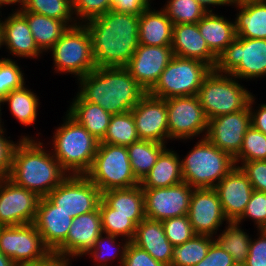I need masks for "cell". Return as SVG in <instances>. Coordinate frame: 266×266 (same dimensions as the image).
I'll list each match as a JSON object with an SVG mask.
<instances>
[{
	"instance_id": "obj_1",
	"label": "cell",
	"mask_w": 266,
	"mask_h": 266,
	"mask_svg": "<svg viewBox=\"0 0 266 266\" xmlns=\"http://www.w3.org/2000/svg\"><path fill=\"white\" fill-rule=\"evenodd\" d=\"M96 67H125L139 46V15L113 9L86 21Z\"/></svg>"
},
{
	"instance_id": "obj_2",
	"label": "cell",
	"mask_w": 266,
	"mask_h": 266,
	"mask_svg": "<svg viewBox=\"0 0 266 266\" xmlns=\"http://www.w3.org/2000/svg\"><path fill=\"white\" fill-rule=\"evenodd\" d=\"M22 137L14 147L8 179L40 198L46 197L69 174L53 154L44 149L43 143L29 136Z\"/></svg>"
},
{
	"instance_id": "obj_3",
	"label": "cell",
	"mask_w": 266,
	"mask_h": 266,
	"mask_svg": "<svg viewBox=\"0 0 266 266\" xmlns=\"http://www.w3.org/2000/svg\"><path fill=\"white\" fill-rule=\"evenodd\" d=\"M78 81V94L111 115L131 111L147 93L125 67H96Z\"/></svg>"
},
{
	"instance_id": "obj_4",
	"label": "cell",
	"mask_w": 266,
	"mask_h": 266,
	"mask_svg": "<svg viewBox=\"0 0 266 266\" xmlns=\"http://www.w3.org/2000/svg\"><path fill=\"white\" fill-rule=\"evenodd\" d=\"M65 119L52 137V154L69 175H85L93 164L100 141L68 113Z\"/></svg>"
},
{
	"instance_id": "obj_5",
	"label": "cell",
	"mask_w": 266,
	"mask_h": 266,
	"mask_svg": "<svg viewBox=\"0 0 266 266\" xmlns=\"http://www.w3.org/2000/svg\"><path fill=\"white\" fill-rule=\"evenodd\" d=\"M181 161L183 182L194 189L215 186L236 166L234 158L204 135Z\"/></svg>"
},
{
	"instance_id": "obj_6",
	"label": "cell",
	"mask_w": 266,
	"mask_h": 266,
	"mask_svg": "<svg viewBox=\"0 0 266 266\" xmlns=\"http://www.w3.org/2000/svg\"><path fill=\"white\" fill-rule=\"evenodd\" d=\"M236 77L212 69L203 79L198 99L207 119L244 109L252 96Z\"/></svg>"
},
{
	"instance_id": "obj_7",
	"label": "cell",
	"mask_w": 266,
	"mask_h": 266,
	"mask_svg": "<svg viewBox=\"0 0 266 266\" xmlns=\"http://www.w3.org/2000/svg\"><path fill=\"white\" fill-rule=\"evenodd\" d=\"M85 176L101 193L140 184L133 174L127 148L102 142H99L93 164Z\"/></svg>"
},
{
	"instance_id": "obj_8",
	"label": "cell",
	"mask_w": 266,
	"mask_h": 266,
	"mask_svg": "<svg viewBox=\"0 0 266 266\" xmlns=\"http://www.w3.org/2000/svg\"><path fill=\"white\" fill-rule=\"evenodd\" d=\"M49 50L52 51L54 70L57 73L73 74L79 79L96 68L92 40L85 24L68 27Z\"/></svg>"
},
{
	"instance_id": "obj_9",
	"label": "cell",
	"mask_w": 266,
	"mask_h": 266,
	"mask_svg": "<svg viewBox=\"0 0 266 266\" xmlns=\"http://www.w3.org/2000/svg\"><path fill=\"white\" fill-rule=\"evenodd\" d=\"M211 70L204 62L174 55L148 93L163 99L197 95Z\"/></svg>"
},
{
	"instance_id": "obj_10",
	"label": "cell",
	"mask_w": 266,
	"mask_h": 266,
	"mask_svg": "<svg viewBox=\"0 0 266 266\" xmlns=\"http://www.w3.org/2000/svg\"><path fill=\"white\" fill-rule=\"evenodd\" d=\"M214 69L237 79L266 76V39L236 37L218 56Z\"/></svg>"
},
{
	"instance_id": "obj_11",
	"label": "cell",
	"mask_w": 266,
	"mask_h": 266,
	"mask_svg": "<svg viewBox=\"0 0 266 266\" xmlns=\"http://www.w3.org/2000/svg\"><path fill=\"white\" fill-rule=\"evenodd\" d=\"M0 251L18 266L45 260L52 253L33 223L1 226Z\"/></svg>"
},
{
	"instance_id": "obj_12",
	"label": "cell",
	"mask_w": 266,
	"mask_h": 266,
	"mask_svg": "<svg viewBox=\"0 0 266 266\" xmlns=\"http://www.w3.org/2000/svg\"><path fill=\"white\" fill-rule=\"evenodd\" d=\"M46 197L59 210L75 218L95 211L102 193L85 175H68Z\"/></svg>"
},
{
	"instance_id": "obj_13",
	"label": "cell",
	"mask_w": 266,
	"mask_h": 266,
	"mask_svg": "<svg viewBox=\"0 0 266 266\" xmlns=\"http://www.w3.org/2000/svg\"><path fill=\"white\" fill-rule=\"evenodd\" d=\"M166 100L169 139H191L208 129V119L197 95Z\"/></svg>"
},
{
	"instance_id": "obj_14",
	"label": "cell",
	"mask_w": 266,
	"mask_h": 266,
	"mask_svg": "<svg viewBox=\"0 0 266 266\" xmlns=\"http://www.w3.org/2000/svg\"><path fill=\"white\" fill-rule=\"evenodd\" d=\"M39 200L36 193L0 179V227L34 223Z\"/></svg>"
},
{
	"instance_id": "obj_15",
	"label": "cell",
	"mask_w": 266,
	"mask_h": 266,
	"mask_svg": "<svg viewBox=\"0 0 266 266\" xmlns=\"http://www.w3.org/2000/svg\"><path fill=\"white\" fill-rule=\"evenodd\" d=\"M193 189L186 182L165 188L142 189L146 218L163 221L187 215Z\"/></svg>"
},
{
	"instance_id": "obj_16",
	"label": "cell",
	"mask_w": 266,
	"mask_h": 266,
	"mask_svg": "<svg viewBox=\"0 0 266 266\" xmlns=\"http://www.w3.org/2000/svg\"><path fill=\"white\" fill-rule=\"evenodd\" d=\"M251 126L249 104L242 110L208 120L206 138L233 158L240 152L243 138Z\"/></svg>"
},
{
	"instance_id": "obj_17",
	"label": "cell",
	"mask_w": 266,
	"mask_h": 266,
	"mask_svg": "<svg viewBox=\"0 0 266 266\" xmlns=\"http://www.w3.org/2000/svg\"><path fill=\"white\" fill-rule=\"evenodd\" d=\"M131 112L140 140L167 143L169 129L165 99L146 93Z\"/></svg>"
},
{
	"instance_id": "obj_18",
	"label": "cell",
	"mask_w": 266,
	"mask_h": 266,
	"mask_svg": "<svg viewBox=\"0 0 266 266\" xmlns=\"http://www.w3.org/2000/svg\"><path fill=\"white\" fill-rule=\"evenodd\" d=\"M173 56L171 46L139 44L125 68L134 80L148 93L154 87L160 74Z\"/></svg>"
},
{
	"instance_id": "obj_19",
	"label": "cell",
	"mask_w": 266,
	"mask_h": 266,
	"mask_svg": "<svg viewBox=\"0 0 266 266\" xmlns=\"http://www.w3.org/2000/svg\"><path fill=\"white\" fill-rule=\"evenodd\" d=\"M187 216L196 235L213 237L223 221L229 222L214 188L193 189Z\"/></svg>"
},
{
	"instance_id": "obj_20",
	"label": "cell",
	"mask_w": 266,
	"mask_h": 266,
	"mask_svg": "<svg viewBox=\"0 0 266 266\" xmlns=\"http://www.w3.org/2000/svg\"><path fill=\"white\" fill-rule=\"evenodd\" d=\"M102 232L99 208L73 218L72 225L64 243L54 254L65 257H80L95 247L96 240Z\"/></svg>"
},
{
	"instance_id": "obj_21",
	"label": "cell",
	"mask_w": 266,
	"mask_h": 266,
	"mask_svg": "<svg viewBox=\"0 0 266 266\" xmlns=\"http://www.w3.org/2000/svg\"><path fill=\"white\" fill-rule=\"evenodd\" d=\"M228 221L236 222L244 213L254 191L249 179L235 166L214 188Z\"/></svg>"
},
{
	"instance_id": "obj_22",
	"label": "cell",
	"mask_w": 266,
	"mask_h": 266,
	"mask_svg": "<svg viewBox=\"0 0 266 266\" xmlns=\"http://www.w3.org/2000/svg\"><path fill=\"white\" fill-rule=\"evenodd\" d=\"M73 218L59 210L47 197H41L34 225L45 246L54 253L67 238Z\"/></svg>"
},
{
	"instance_id": "obj_23",
	"label": "cell",
	"mask_w": 266,
	"mask_h": 266,
	"mask_svg": "<svg viewBox=\"0 0 266 266\" xmlns=\"http://www.w3.org/2000/svg\"><path fill=\"white\" fill-rule=\"evenodd\" d=\"M171 48L176 56L199 60L211 69L216 67L218 57L209 49L197 23L173 25Z\"/></svg>"
},
{
	"instance_id": "obj_24",
	"label": "cell",
	"mask_w": 266,
	"mask_h": 266,
	"mask_svg": "<svg viewBox=\"0 0 266 266\" xmlns=\"http://www.w3.org/2000/svg\"><path fill=\"white\" fill-rule=\"evenodd\" d=\"M2 43L13 56L34 59L42 53L34 41L26 18L18 10L2 21Z\"/></svg>"
},
{
	"instance_id": "obj_25",
	"label": "cell",
	"mask_w": 266,
	"mask_h": 266,
	"mask_svg": "<svg viewBox=\"0 0 266 266\" xmlns=\"http://www.w3.org/2000/svg\"><path fill=\"white\" fill-rule=\"evenodd\" d=\"M137 247L145 250L155 260L171 265L173 245L168 241L162 221L143 219L137 226L133 240Z\"/></svg>"
},
{
	"instance_id": "obj_26",
	"label": "cell",
	"mask_w": 266,
	"mask_h": 266,
	"mask_svg": "<svg viewBox=\"0 0 266 266\" xmlns=\"http://www.w3.org/2000/svg\"><path fill=\"white\" fill-rule=\"evenodd\" d=\"M149 5L139 15V44L149 46H171L173 23L165 11L151 9Z\"/></svg>"
},
{
	"instance_id": "obj_27",
	"label": "cell",
	"mask_w": 266,
	"mask_h": 266,
	"mask_svg": "<svg viewBox=\"0 0 266 266\" xmlns=\"http://www.w3.org/2000/svg\"><path fill=\"white\" fill-rule=\"evenodd\" d=\"M226 20L212 12H207L197 23L200 34L209 49L218 57L237 37L234 21Z\"/></svg>"
},
{
	"instance_id": "obj_28",
	"label": "cell",
	"mask_w": 266,
	"mask_h": 266,
	"mask_svg": "<svg viewBox=\"0 0 266 266\" xmlns=\"http://www.w3.org/2000/svg\"><path fill=\"white\" fill-rule=\"evenodd\" d=\"M67 113L99 141L104 138L112 116L98 104L85 101L78 93Z\"/></svg>"
},
{
	"instance_id": "obj_29",
	"label": "cell",
	"mask_w": 266,
	"mask_h": 266,
	"mask_svg": "<svg viewBox=\"0 0 266 266\" xmlns=\"http://www.w3.org/2000/svg\"><path fill=\"white\" fill-rule=\"evenodd\" d=\"M182 182L181 159L175 151L166 148L140 186L142 189L165 188Z\"/></svg>"
},
{
	"instance_id": "obj_30",
	"label": "cell",
	"mask_w": 266,
	"mask_h": 266,
	"mask_svg": "<svg viewBox=\"0 0 266 266\" xmlns=\"http://www.w3.org/2000/svg\"><path fill=\"white\" fill-rule=\"evenodd\" d=\"M102 199L113 209V213L131 215L137 226L145 216L144 193L142 187L111 189L102 193Z\"/></svg>"
},
{
	"instance_id": "obj_31",
	"label": "cell",
	"mask_w": 266,
	"mask_h": 266,
	"mask_svg": "<svg viewBox=\"0 0 266 266\" xmlns=\"http://www.w3.org/2000/svg\"><path fill=\"white\" fill-rule=\"evenodd\" d=\"M235 19L237 37L266 39V1L247 3L240 6Z\"/></svg>"
},
{
	"instance_id": "obj_32",
	"label": "cell",
	"mask_w": 266,
	"mask_h": 266,
	"mask_svg": "<svg viewBox=\"0 0 266 266\" xmlns=\"http://www.w3.org/2000/svg\"><path fill=\"white\" fill-rule=\"evenodd\" d=\"M27 20L34 41L42 52L49 50L68 29V26L55 18L38 13L20 12Z\"/></svg>"
},
{
	"instance_id": "obj_33",
	"label": "cell",
	"mask_w": 266,
	"mask_h": 266,
	"mask_svg": "<svg viewBox=\"0 0 266 266\" xmlns=\"http://www.w3.org/2000/svg\"><path fill=\"white\" fill-rule=\"evenodd\" d=\"M126 148L133 174L141 182L167 147L163 143L138 140Z\"/></svg>"
},
{
	"instance_id": "obj_34",
	"label": "cell",
	"mask_w": 266,
	"mask_h": 266,
	"mask_svg": "<svg viewBox=\"0 0 266 266\" xmlns=\"http://www.w3.org/2000/svg\"><path fill=\"white\" fill-rule=\"evenodd\" d=\"M39 98L37 95L28 90L25 84L9 92L1 104L8 103L10 112L23 126H29L37 119L39 107Z\"/></svg>"
},
{
	"instance_id": "obj_35",
	"label": "cell",
	"mask_w": 266,
	"mask_h": 266,
	"mask_svg": "<svg viewBox=\"0 0 266 266\" xmlns=\"http://www.w3.org/2000/svg\"><path fill=\"white\" fill-rule=\"evenodd\" d=\"M19 12H32L55 18L68 27L78 24L73 16L72 0H20ZM74 20V21H73Z\"/></svg>"
},
{
	"instance_id": "obj_36",
	"label": "cell",
	"mask_w": 266,
	"mask_h": 266,
	"mask_svg": "<svg viewBox=\"0 0 266 266\" xmlns=\"http://www.w3.org/2000/svg\"><path fill=\"white\" fill-rule=\"evenodd\" d=\"M226 224L228 226L214 241L232 256L234 263H245L249 254L251 238L241 229L239 223L229 221Z\"/></svg>"
},
{
	"instance_id": "obj_37",
	"label": "cell",
	"mask_w": 266,
	"mask_h": 266,
	"mask_svg": "<svg viewBox=\"0 0 266 266\" xmlns=\"http://www.w3.org/2000/svg\"><path fill=\"white\" fill-rule=\"evenodd\" d=\"M214 239L207 235H195L185 243L174 246L170 266H195L206 257Z\"/></svg>"
},
{
	"instance_id": "obj_38",
	"label": "cell",
	"mask_w": 266,
	"mask_h": 266,
	"mask_svg": "<svg viewBox=\"0 0 266 266\" xmlns=\"http://www.w3.org/2000/svg\"><path fill=\"white\" fill-rule=\"evenodd\" d=\"M140 140L131 111L111 116L110 123L102 143L128 147Z\"/></svg>"
},
{
	"instance_id": "obj_39",
	"label": "cell",
	"mask_w": 266,
	"mask_h": 266,
	"mask_svg": "<svg viewBox=\"0 0 266 266\" xmlns=\"http://www.w3.org/2000/svg\"><path fill=\"white\" fill-rule=\"evenodd\" d=\"M102 232L115 236H122L124 241L133 240L136 225L131 221V215L113 213V209L101 198L99 203ZM127 237V238H126Z\"/></svg>"
},
{
	"instance_id": "obj_40",
	"label": "cell",
	"mask_w": 266,
	"mask_h": 266,
	"mask_svg": "<svg viewBox=\"0 0 266 266\" xmlns=\"http://www.w3.org/2000/svg\"><path fill=\"white\" fill-rule=\"evenodd\" d=\"M163 10L173 25L198 23L207 13L196 0H168Z\"/></svg>"
},
{
	"instance_id": "obj_41",
	"label": "cell",
	"mask_w": 266,
	"mask_h": 266,
	"mask_svg": "<svg viewBox=\"0 0 266 266\" xmlns=\"http://www.w3.org/2000/svg\"><path fill=\"white\" fill-rule=\"evenodd\" d=\"M266 160V135L252 125L246 131L240 152L234 157L238 162Z\"/></svg>"
},
{
	"instance_id": "obj_42",
	"label": "cell",
	"mask_w": 266,
	"mask_h": 266,
	"mask_svg": "<svg viewBox=\"0 0 266 266\" xmlns=\"http://www.w3.org/2000/svg\"><path fill=\"white\" fill-rule=\"evenodd\" d=\"M102 235H104V233H101L99 235V238L96 240L95 247L93 249H91L88 252V254L89 255L91 254V257L93 258L94 262H96V261L98 262V260H99V262H98L99 264L97 263V266H107L108 261H111L112 258H115L119 255L118 256V257H120L119 258V260H120L119 264L122 266V263H123V260H124L125 254H126V250H127V247H128V244L130 243V241L128 239H126L125 243L121 244L119 242V244L117 246L115 244V242H116V239L118 238V236L107 234V233H105L106 237L105 236L103 237ZM115 245H116V247H118V249H116ZM111 246H114V247H111ZM117 250H118V252H117ZM109 252L111 253V255Z\"/></svg>"
},
{
	"instance_id": "obj_43",
	"label": "cell",
	"mask_w": 266,
	"mask_h": 266,
	"mask_svg": "<svg viewBox=\"0 0 266 266\" xmlns=\"http://www.w3.org/2000/svg\"><path fill=\"white\" fill-rule=\"evenodd\" d=\"M16 61L10 58L0 59V101L14 89L25 84V79Z\"/></svg>"
},
{
	"instance_id": "obj_44",
	"label": "cell",
	"mask_w": 266,
	"mask_h": 266,
	"mask_svg": "<svg viewBox=\"0 0 266 266\" xmlns=\"http://www.w3.org/2000/svg\"><path fill=\"white\" fill-rule=\"evenodd\" d=\"M165 235L173 245H181L196 234L187 215L165 219L162 221Z\"/></svg>"
},
{
	"instance_id": "obj_45",
	"label": "cell",
	"mask_w": 266,
	"mask_h": 266,
	"mask_svg": "<svg viewBox=\"0 0 266 266\" xmlns=\"http://www.w3.org/2000/svg\"><path fill=\"white\" fill-rule=\"evenodd\" d=\"M72 6L75 19L79 17L78 23H85L112 9L111 0H72Z\"/></svg>"
},
{
	"instance_id": "obj_46",
	"label": "cell",
	"mask_w": 266,
	"mask_h": 266,
	"mask_svg": "<svg viewBox=\"0 0 266 266\" xmlns=\"http://www.w3.org/2000/svg\"><path fill=\"white\" fill-rule=\"evenodd\" d=\"M254 220L258 230L266 229V193L253 191L250 200L242 216L236 221L241 223L243 219Z\"/></svg>"
},
{
	"instance_id": "obj_47",
	"label": "cell",
	"mask_w": 266,
	"mask_h": 266,
	"mask_svg": "<svg viewBox=\"0 0 266 266\" xmlns=\"http://www.w3.org/2000/svg\"><path fill=\"white\" fill-rule=\"evenodd\" d=\"M239 167L249 179L253 189L266 193V160L242 162Z\"/></svg>"
},
{
	"instance_id": "obj_48",
	"label": "cell",
	"mask_w": 266,
	"mask_h": 266,
	"mask_svg": "<svg viewBox=\"0 0 266 266\" xmlns=\"http://www.w3.org/2000/svg\"><path fill=\"white\" fill-rule=\"evenodd\" d=\"M122 266H167L153 259L147 251L137 247L132 242L128 244Z\"/></svg>"
},
{
	"instance_id": "obj_49",
	"label": "cell",
	"mask_w": 266,
	"mask_h": 266,
	"mask_svg": "<svg viewBox=\"0 0 266 266\" xmlns=\"http://www.w3.org/2000/svg\"><path fill=\"white\" fill-rule=\"evenodd\" d=\"M259 238L252 240L245 264L247 266H266V229L258 230Z\"/></svg>"
},
{
	"instance_id": "obj_50",
	"label": "cell",
	"mask_w": 266,
	"mask_h": 266,
	"mask_svg": "<svg viewBox=\"0 0 266 266\" xmlns=\"http://www.w3.org/2000/svg\"><path fill=\"white\" fill-rule=\"evenodd\" d=\"M3 124L0 125V179L8 178L11 170L12 154L17 143L4 137Z\"/></svg>"
},
{
	"instance_id": "obj_51",
	"label": "cell",
	"mask_w": 266,
	"mask_h": 266,
	"mask_svg": "<svg viewBox=\"0 0 266 266\" xmlns=\"http://www.w3.org/2000/svg\"><path fill=\"white\" fill-rule=\"evenodd\" d=\"M233 264L234 260L232 256L220 248V246L214 241L211 244L206 257L195 266H232Z\"/></svg>"
},
{
	"instance_id": "obj_52",
	"label": "cell",
	"mask_w": 266,
	"mask_h": 266,
	"mask_svg": "<svg viewBox=\"0 0 266 266\" xmlns=\"http://www.w3.org/2000/svg\"><path fill=\"white\" fill-rule=\"evenodd\" d=\"M151 0H111L112 9L117 12L140 15L151 3Z\"/></svg>"
},
{
	"instance_id": "obj_53",
	"label": "cell",
	"mask_w": 266,
	"mask_h": 266,
	"mask_svg": "<svg viewBox=\"0 0 266 266\" xmlns=\"http://www.w3.org/2000/svg\"><path fill=\"white\" fill-rule=\"evenodd\" d=\"M255 98L252 95L249 100V110L251 113V125L266 135V104H261L258 109L254 110L252 105H254ZM254 111V112H253Z\"/></svg>"
},
{
	"instance_id": "obj_54",
	"label": "cell",
	"mask_w": 266,
	"mask_h": 266,
	"mask_svg": "<svg viewBox=\"0 0 266 266\" xmlns=\"http://www.w3.org/2000/svg\"><path fill=\"white\" fill-rule=\"evenodd\" d=\"M69 260V257L51 253L45 260L27 266H68Z\"/></svg>"
},
{
	"instance_id": "obj_55",
	"label": "cell",
	"mask_w": 266,
	"mask_h": 266,
	"mask_svg": "<svg viewBox=\"0 0 266 266\" xmlns=\"http://www.w3.org/2000/svg\"><path fill=\"white\" fill-rule=\"evenodd\" d=\"M200 5L207 11L212 12L213 9H210V6H223L229 5V0H200ZM209 6V7H208Z\"/></svg>"
},
{
	"instance_id": "obj_56",
	"label": "cell",
	"mask_w": 266,
	"mask_h": 266,
	"mask_svg": "<svg viewBox=\"0 0 266 266\" xmlns=\"http://www.w3.org/2000/svg\"><path fill=\"white\" fill-rule=\"evenodd\" d=\"M0 266H18L0 251Z\"/></svg>"
},
{
	"instance_id": "obj_57",
	"label": "cell",
	"mask_w": 266,
	"mask_h": 266,
	"mask_svg": "<svg viewBox=\"0 0 266 266\" xmlns=\"http://www.w3.org/2000/svg\"><path fill=\"white\" fill-rule=\"evenodd\" d=\"M263 1H266V0H229V5L240 6V5L247 4V3L263 2Z\"/></svg>"
},
{
	"instance_id": "obj_58",
	"label": "cell",
	"mask_w": 266,
	"mask_h": 266,
	"mask_svg": "<svg viewBox=\"0 0 266 266\" xmlns=\"http://www.w3.org/2000/svg\"><path fill=\"white\" fill-rule=\"evenodd\" d=\"M16 3H20V0H0V8L3 6V5H13Z\"/></svg>"
},
{
	"instance_id": "obj_59",
	"label": "cell",
	"mask_w": 266,
	"mask_h": 266,
	"mask_svg": "<svg viewBox=\"0 0 266 266\" xmlns=\"http://www.w3.org/2000/svg\"><path fill=\"white\" fill-rule=\"evenodd\" d=\"M2 45H3V43H2V20L0 18V49H1Z\"/></svg>"
},
{
	"instance_id": "obj_60",
	"label": "cell",
	"mask_w": 266,
	"mask_h": 266,
	"mask_svg": "<svg viewBox=\"0 0 266 266\" xmlns=\"http://www.w3.org/2000/svg\"><path fill=\"white\" fill-rule=\"evenodd\" d=\"M232 266H247L245 263H234Z\"/></svg>"
},
{
	"instance_id": "obj_61",
	"label": "cell",
	"mask_w": 266,
	"mask_h": 266,
	"mask_svg": "<svg viewBox=\"0 0 266 266\" xmlns=\"http://www.w3.org/2000/svg\"><path fill=\"white\" fill-rule=\"evenodd\" d=\"M2 113H1V101H0V115H1ZM1 116H0V125H1Z\"/></svg>"
}]
</instances>
